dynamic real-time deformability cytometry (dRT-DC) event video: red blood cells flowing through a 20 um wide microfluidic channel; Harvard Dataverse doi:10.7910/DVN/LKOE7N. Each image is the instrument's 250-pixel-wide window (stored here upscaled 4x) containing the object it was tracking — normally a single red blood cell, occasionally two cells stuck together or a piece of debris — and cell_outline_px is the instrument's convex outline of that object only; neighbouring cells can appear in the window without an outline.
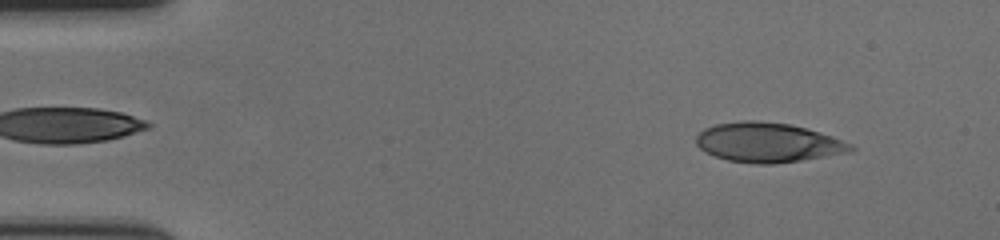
{"species": "human", "species_latin": "Homo sapiens", "temperature_condition": "cold", "stored_images_in_passage": 56, "camera_frame_rate_fps": 3000, "um_per_image_px": 0.085, "donor": {"sex": "female"}, "frame": {"image": 1, "passage_image": 5, "time_ms": 1.333, "image_size_px": [1000, 240], "cell_outline_px": [[856, 148], [848, 152], [800, 160], [772, 164], [752, 164], [728, 160], [716, 156], [700, 148], [696, 144], [696, 136], [704, 128], [716, 124], [744, 120], [756, 120], [788, 124], [820, 132], [832, 136], [852, 144]], "centroid_in_image_um": [65.25, 12.11], "position_along_channel_um": 19.7, "area_um2": 35.32}}
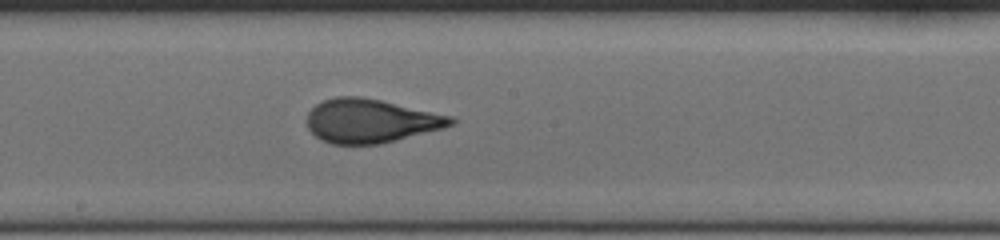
{"frame": {"image": 2, "passage_image": 30, "time_ms": 9.667, "image_size_px": [1000, 240], "cell_outline_px": [[456, 124], [444, 128], [380, 144], [332, 144], [320, 140], [308, 128], [304, 120], [308, 112], [320, 100], [336, 96], [360, 96], [380, 100], [452, 116], [456, 120]], "centroid_in_image_um": [31.47, 10.27], "position_along_channel_um": 216.7, "area_um2": 36.99}}
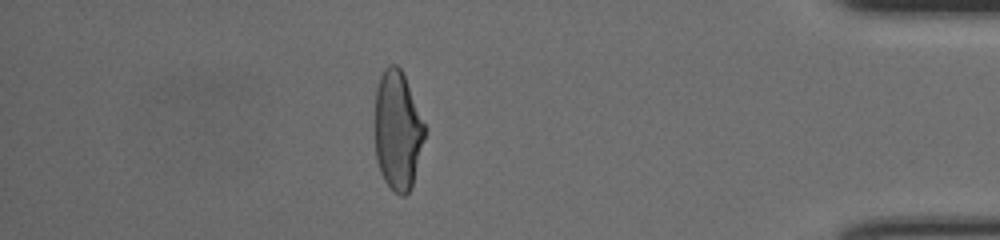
{"frame": {"image": 3, "passage_image": 49, "time_ms": 16.0, "image_size_px": [1000, 240], "cell_outline_px": [[424, 136], [412, 184], [408, 192], [404, 196], [400, 196], [384, 180], [380, 172], [376, 160], [376, 88], [380, 76], [384, 68], [388, 64], [396, 64], [400, 68], [404, 76], [424, 124]], "centroid_in_image_um": [33.77, 11.07], "position_along_channel_um": 401.4, "area_um2": 33.7}, "authors_computed_cell_mechanics": {"area_um2": 35.9516, "velocity_mm_per_s": 3.5655, "shape_relaxation_time_tau1_ms": 8.6848, "shape_relaxation_time_tau2_ms": 0.7825, "deformation_change_tau1": 0.2688, "deformation_change_tau2": 0.0827}}